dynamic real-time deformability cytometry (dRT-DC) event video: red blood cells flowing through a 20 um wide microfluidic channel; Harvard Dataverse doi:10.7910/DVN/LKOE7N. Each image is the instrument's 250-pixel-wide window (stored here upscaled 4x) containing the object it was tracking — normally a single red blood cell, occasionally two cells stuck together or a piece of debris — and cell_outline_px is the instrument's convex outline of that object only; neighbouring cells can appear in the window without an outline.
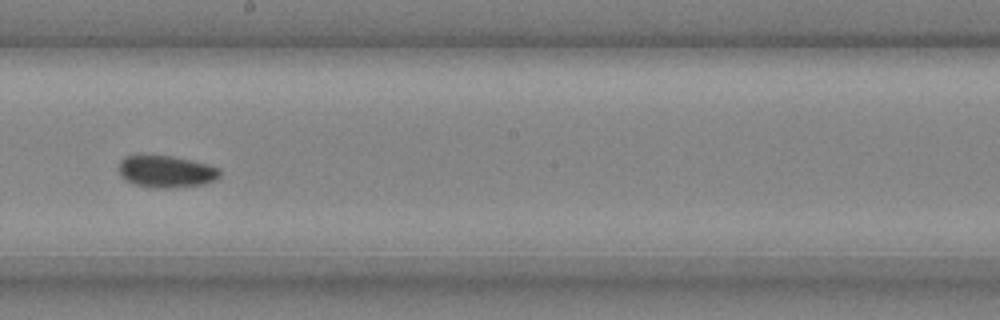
{"species": "common noctule bat (a hibernating species)", "species_latin": "Nyctalus noctula", "temperature_condition": "cold", "stored_images_in_passage": 31, "camera_frame_rate_fps": 3000, "um_per_image_px": 0.085, "animal": {"sex": "male", "body_mass_g": 20.4}, "frame": {"image": 1, "passage_image": 14, "time_ms": 4.333, "image_size_px": [1000, 320], "cell_outline_px": [[220, 176], [216, 180], [204, 184], [172, 188], [148, 188], [132, 184], [124, 180], [120, 176], [116, 168], [120, 160], [124, 156], [136, 152], [172, 156], [192, 160], [208, 164], [220, 168]], "centroid_in_image_um": [14.02, 14.55], "position_along_channel_um": 234.2, "area_um2": 20.0}}